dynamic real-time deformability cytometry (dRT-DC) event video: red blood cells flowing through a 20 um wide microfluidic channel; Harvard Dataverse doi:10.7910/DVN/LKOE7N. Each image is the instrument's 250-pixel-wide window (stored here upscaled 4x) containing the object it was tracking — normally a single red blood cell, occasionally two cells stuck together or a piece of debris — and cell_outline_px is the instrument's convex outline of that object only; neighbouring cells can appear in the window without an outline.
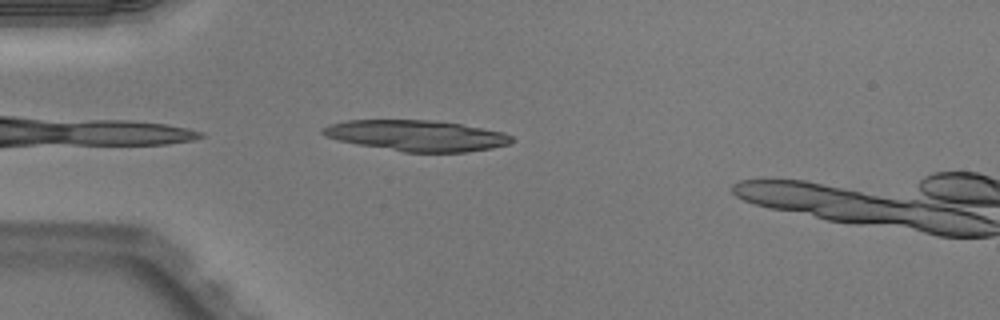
{"species": "Egyptian fruit bat (a non-hibernating species)", "species_latin": "Rousettus aegyptiacus", "temperature_condition": "warm", "stored_images_in_passage": 4, "camera_frame_rate_fps": 3000, "um_per_image_px": 0.085, "animal": {"sex": "male"}, "frame": {"image": 1, "passage_image": 2, "time_ms": 0.333, "image_size_px": [1000, 320], "cell_outline_px": [[516, 140], [512, 144], [492, 148], [468, 152], [404, 152], [356, 144], [324, 136], [320, 132], [320, 128], [328, 124], [348, 120], [432, 120], [460, 124], [504, 132], [512, 136]], "centroid_in_image_um": [35.43, 11.53], "position_along_channel_um": 49.6, "area_um2": 34.22}}